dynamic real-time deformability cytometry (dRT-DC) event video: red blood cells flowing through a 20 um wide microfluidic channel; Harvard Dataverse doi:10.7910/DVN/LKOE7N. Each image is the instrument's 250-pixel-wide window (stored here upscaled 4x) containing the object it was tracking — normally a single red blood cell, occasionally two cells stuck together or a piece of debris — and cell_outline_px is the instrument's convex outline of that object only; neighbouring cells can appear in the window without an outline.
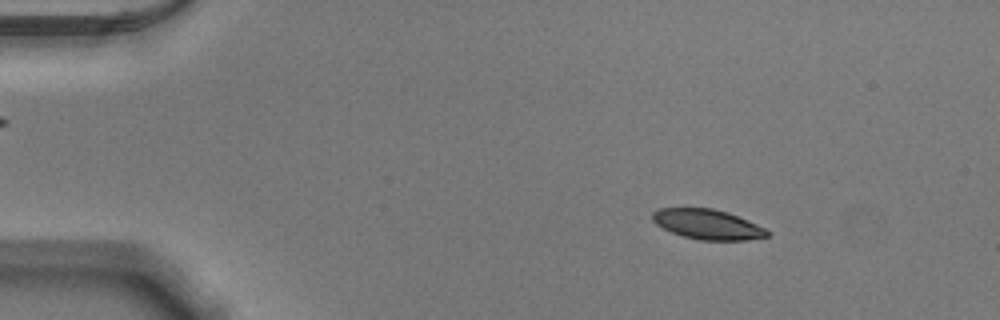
{"species": "Egyptian fruit bat (a non-hibernating species)", "species_latin": "Rousettus aegyptiacus", "temperature_condition": "warm", "stored_images_in_passage": 54, "camera_frame_rate_fps": 3000, "um_per_image_px": 0.085, "animal": {"sex": "male"}, "frame": {"image": 1, "passage_image": 9, "time_ms": 2.667, "image_size_px": [1000, 320], "cell_outline_px": [[768, 236], [748, 240], [700, 240], [684, 236], [672, 232], [656, 224], [652, 220], [652, 212], [660, 208], [712, 208], [728, 212], [756, 224], [764, 228], [768, 232]], "centroid_in_image_um": [60.12, 19.06], "position_along_channel_um": 24.9, "area_um2": 19.83}}
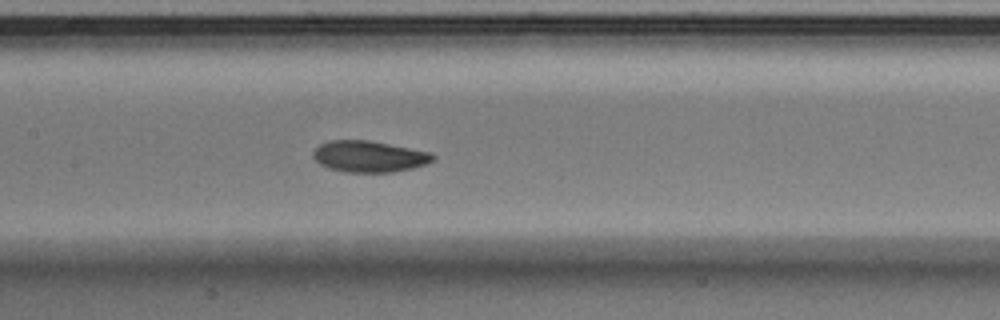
{"frame": {"image": 2, "passage_image": 27, "time_ms": 8.667, "image_size_px": [1000, 320], "cell_outline_px": [[436, 160], [412, 168], [392, 172], [344, 172], [328, 168], [320, 164], [312, 156], [312, 152], [320, 144], [328, 140], [368, 140], [432, 152], [436, 156]], "centroid_in_image_um": [31.38, 13.29], "position_along_channel_um": 176.0, "area_um2": 21.96}}
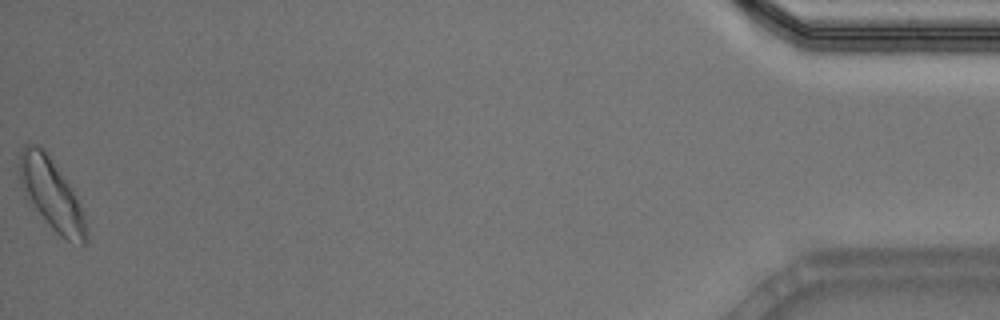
{"frame": {"image": 3, "passage_image": 54, "time_ms": 17.667, "image_size_px": [1000, 320], "cell_outline_px": [[88, 240], [84, 244], [72, 244], [60, 236], [48, 224], [24, 196], [16, 172], [16, 164], [20, 148], [24, 144], [36, 144], [44, 148], [72, 188], [76, 196], [84, 216], [88, 232]], "centroid_in_image_um": [4.31, 16.47], "position_along_channel_um": 430.9, "area_um2": 28.38}, "authors_computed_cell_mechanics": {"area_um2": 21.9351, "velocity_mm_per_s": 3.8505, "shape_relaxation_time_tau1_ms": 2.2704, "shape_relaxation_time_tau2_ms": 5.0516, "deformation_change_tau1": 0.0992, "deformation_change_tau2": 0.1146}}